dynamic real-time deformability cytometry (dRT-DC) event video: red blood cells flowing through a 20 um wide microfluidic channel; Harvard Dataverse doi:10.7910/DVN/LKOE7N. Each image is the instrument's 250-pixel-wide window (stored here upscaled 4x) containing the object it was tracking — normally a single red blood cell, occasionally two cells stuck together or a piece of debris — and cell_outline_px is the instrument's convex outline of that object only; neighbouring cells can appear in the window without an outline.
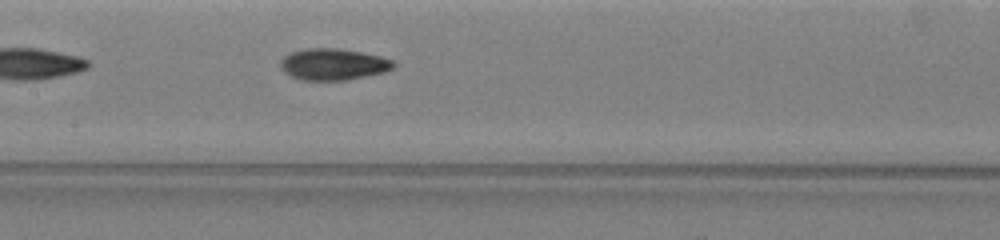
{"species": "common noctule bat (a hibernating species)", "species_latin": "Nyctalus noctula", "temperature_condition": "warm", "stored_images_in_passage": 23, "camera_frame_rate_fps": 3000, "um_per_image_px": 0.085, "animal": {"sex": "female", "body_mass_g": 19.5, "forearm_length_mm": 54.1}, "frame": {"image": 1, "passage_image": 11, "time_ms": 4.0, "image_size_px": [1000, 240], "cell_outline_px": [[396, 64], [392, 68], [384, 72], [368, 76], [348, 80], [300, 80], [284, 72], [280, 68], [280, 60], [284, 56], [292, 52], [304, 48], [340, 48], [380, 56], [392, 60]], "centroid_in_image_um": [28.31, 5.47], "position_along_channel_um": 179.1, "area_um2": 20.87}}